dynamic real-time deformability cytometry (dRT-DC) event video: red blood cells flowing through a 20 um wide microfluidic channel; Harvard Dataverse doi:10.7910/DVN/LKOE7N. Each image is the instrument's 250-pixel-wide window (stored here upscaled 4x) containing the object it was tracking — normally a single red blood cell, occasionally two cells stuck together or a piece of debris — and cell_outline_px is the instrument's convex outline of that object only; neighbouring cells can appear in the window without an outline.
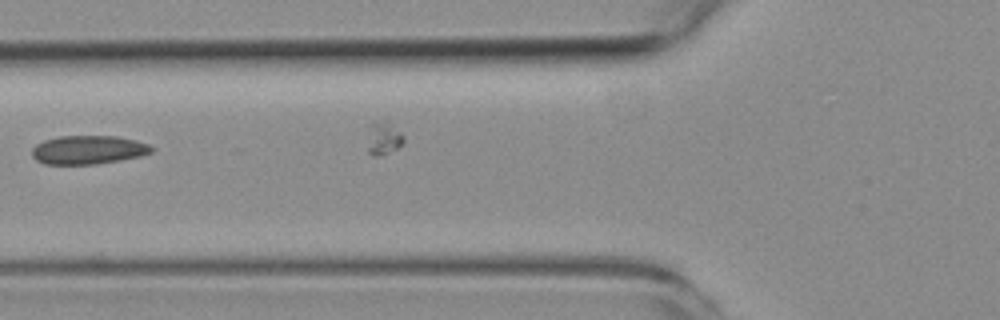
{"species": "common noctule bat (a hibernating species)", "species_latin": "Nyctalus noctula", "temperature_condition": "room temperature", "stored_images_in_passage": 6, "camera_frame_rate_fps": 3000, "um_per_image_px": 0.085, "animal": {"sex": "female", "body_mass_g": 19.3, "forearm_length_mm": 54.1}, "frame": {"image": 1, "passage_image": 4, "time_ms": 3.333, "image_size_px": [1000, 320], "cell_outline_px": [[156, 148], [152, 152], [140, 156], [120, 160], [96, 164], [44, 164], [36, 160], [32, 156], [32, 148], [36, 144], [44, 140], [60, 136], [116, 136], [136, 140], [148, 144]], "centroid_in_image_um": [7.51, 12.73], "position_along_channel_um": 118.3, "area_um2": 20.06}}